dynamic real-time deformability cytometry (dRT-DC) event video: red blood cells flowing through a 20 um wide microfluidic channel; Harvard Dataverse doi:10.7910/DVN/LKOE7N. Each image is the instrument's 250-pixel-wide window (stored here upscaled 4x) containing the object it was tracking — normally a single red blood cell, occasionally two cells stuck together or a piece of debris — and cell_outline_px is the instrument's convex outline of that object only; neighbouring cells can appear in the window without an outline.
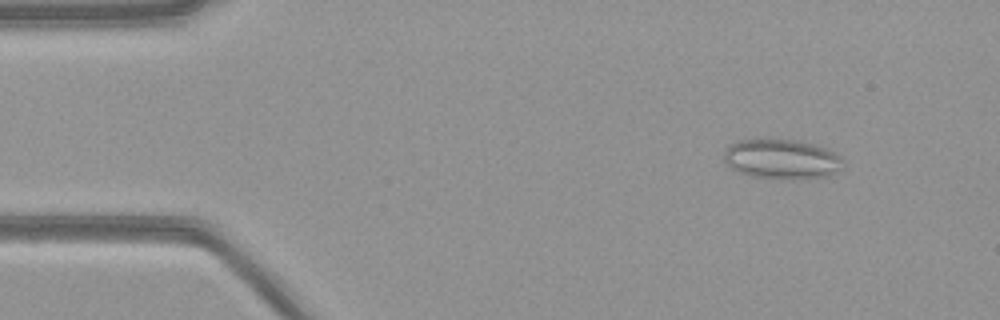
{"species": "common noctule bat (a hibernating species)", "species_latin": "Nyctalus noctula", "temperature_condition": "warm", "stored_images_in_passage": 53, "camera_frame_rate_fps": 3000, "um_per_image_px": 0.085, "animal": {"sex": "female", "body_mass_g": 21.9}, "frame": {"image": 1, "passage_image": 6, "time_ms": 1.667, "image_size_px": [1000, 320], "cell_outline_px": [[844, 160], [832, 172], [824, 176], [752, 176], [740, 172], [732, 168], [724, 160], [724, 152], [732, 144], [740, 140], [772, 136], [796, 140], [812, 144], [824, 148], [840, 156]], "centroid_in_image_um": [66.35, 13.42], "position_along_channel_um": 18.7, "area_um2": 26.59}}
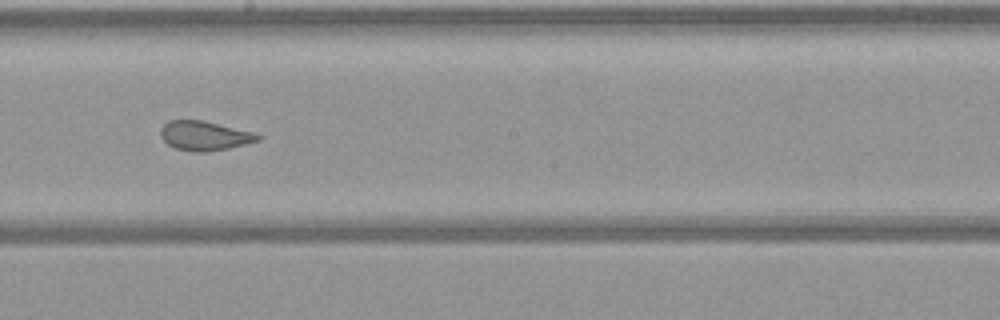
{"frame": {"image": 2, "passage_image": 29, "time_ms": 9.333, "image_size_px": [1000, 320], "cell_outline_px": [[260, 140], [228, 148], [204, 152], [192, 152], [176, 148], [168, 144], [160, 136], [160, 128], [168, 120], [200, 120], [256, 132], [260, 136]], "centroid_in_image_um": [17.37, 11.53], "position_along_channel_um": 230.8, "area_um2": 16.59}}
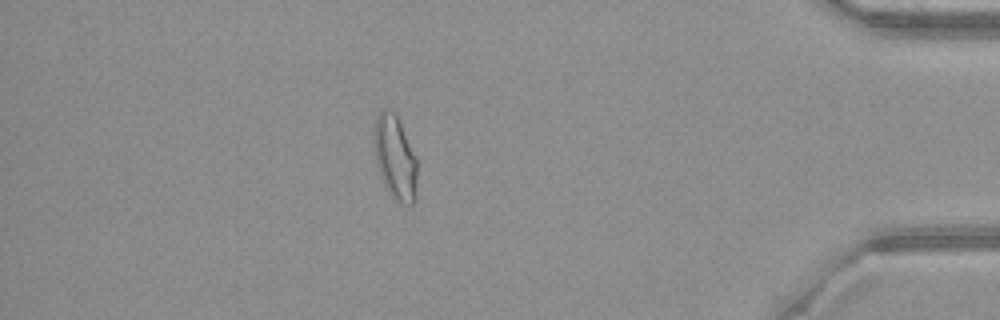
{"frame": {"image": 3, "passage_image": 46, "time_ms": 15.0, "image_size_px": [1000, 320], "cell_outline_px": [[416, 200], [412, 204], [404, 204], [396, 200], [388, 192], [384, 184], [376, 164], [372, 140], [372, 132], [376, 116], [384, 108], [392, 108], [396, 112], [416, 156]], "centroid_in_image_um": [33.55, 13.32], "position_along_channel_um": 401.6, "area_um2": 21.68}}